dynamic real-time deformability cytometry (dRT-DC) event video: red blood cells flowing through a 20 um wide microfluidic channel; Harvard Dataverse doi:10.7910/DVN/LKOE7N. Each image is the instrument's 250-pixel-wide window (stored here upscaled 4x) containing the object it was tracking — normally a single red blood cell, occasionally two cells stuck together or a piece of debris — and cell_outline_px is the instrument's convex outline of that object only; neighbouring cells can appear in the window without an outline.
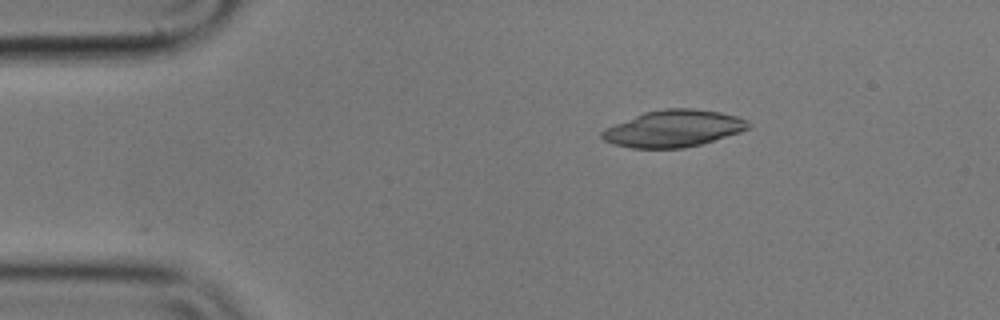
{"species": "common noctule bat (a hibernating species)", "species_latin": "Nyctalus noctula", "temperature_condition": "cold", "stored_images_in_passage": 47, "camera_frame_rate_fps": 3000, "um_per_image_px": 0.085, "animal": {"sex": "male", "body_mass_g": 17.9}, "frame": {"image": 1, "passage_image": 1, "time_ms": 0.0, "image_size_px": [1000, 320], "cell_outline_px": [[752, 124], [748, 128], [740, 132], [700, 144], [684, 148], [632, 148], [616, 144], [604, 140], [600, 136], [600, 132], [604, 128], [644, 112], [664, 108], [692, 108], [720, 112], [736, 116], [748, 120]], "centroid_in_image_um": [57.24, 10.92], "position_along_channel_um": 27.8, "area_um2": 31.33}}